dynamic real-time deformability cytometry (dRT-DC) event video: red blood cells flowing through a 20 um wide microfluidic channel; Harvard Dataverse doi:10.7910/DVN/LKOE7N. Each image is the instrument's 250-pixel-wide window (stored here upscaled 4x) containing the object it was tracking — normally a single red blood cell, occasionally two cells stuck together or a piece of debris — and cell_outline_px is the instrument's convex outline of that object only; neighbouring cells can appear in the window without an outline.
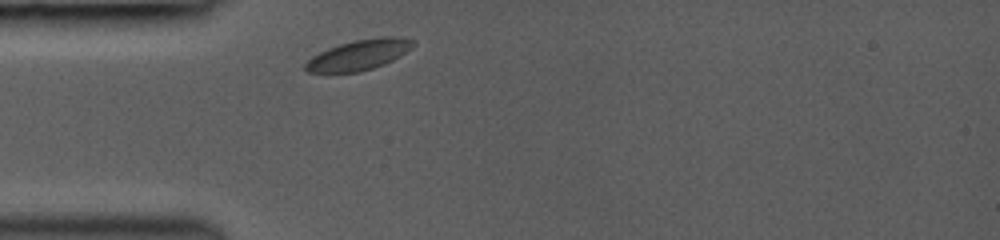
{"species": "common noctule bat (a hibernating species)", "species_latin": "Nyctalus noctula", "temperature_condition": "room temperature", "stored_images_in_passage": 6, "camera_frame_rate_fps": 3000, "um_per_image_px": 0.085, "animal": {"sex": "female", "body_mass_g": 19.0, "forearm_length_mm": 53.3}, "frame": {"image": 1, "passage_image": 1, "time_ms": 0.0, "image_size_px": [1000, 240], "cell_outline_px": [[416, 44], [412, 48], [400, 56], [384, 64], [360, 72], [308, 72], [304, 68], [304, 64], [312, 56], [328, 48], [340, 44], [356, 40], [380, 36], [396, 36], [416, 40]], "centroid_in_image_um": [30.55, 4.65], "position_along_channel_um": 54.4, "area_um2": 19.07}}
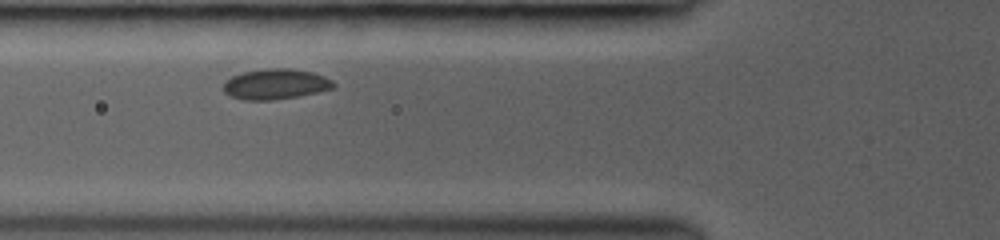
{"frame": {"image": 2, "passage_image": 4, "time_ms": 1.333, "image_size_px": [1000, 240], "cell_outline_px": [[336, 88], [296, 96], [272, 100], [244, 100], [232, 96], [224, 92], [224, 80], [232, 76], [244, 72], [272, 68], [288, 68], [312, 72], [324, 76], [332, 80], [336, 84]], "centroid_in_image_um": [23.44, 7.15], "position_along_channel_um": 102.4, "area_um2": 19.36}}